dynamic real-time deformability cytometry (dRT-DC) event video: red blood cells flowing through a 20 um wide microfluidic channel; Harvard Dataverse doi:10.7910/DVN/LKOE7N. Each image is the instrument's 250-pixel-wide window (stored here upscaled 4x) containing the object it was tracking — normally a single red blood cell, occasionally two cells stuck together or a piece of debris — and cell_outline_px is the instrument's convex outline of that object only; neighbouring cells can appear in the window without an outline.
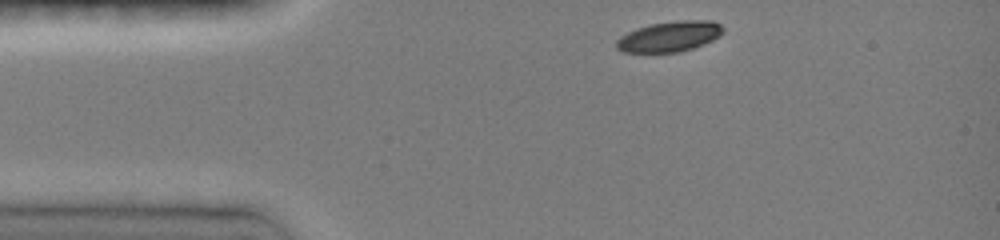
{"species": "common noctule bat (a hibernating species)", "species_latin": "Nyctalus noctula", "temperature_condition": "room temperature", "stored_images_in_passage": 25, "camera_frame_rate_fps": 3000, "um_per_image_px": 0.085, "animal": {"sex": "female", "body_mass_g": 19.0, "forearm_length_mm": 51.5}, "frame": {"image": 1, "passage_image": 1, "time_ms": 0.0, "image_size_px": [1000, 240], "cell_outline_px": [[724, 32], [720, 36], [704, 44], [680, 52], [624, 52], [616, 48], [616, 40], [620, 36], [636, 28], [652, 24], [676, 20], [712, 20], [720, 24], [724, 28]], "centroid_in_image_um": [56.93, 3.09], "position_along_channel_um": 28.1, "area_um2": 19.02}}
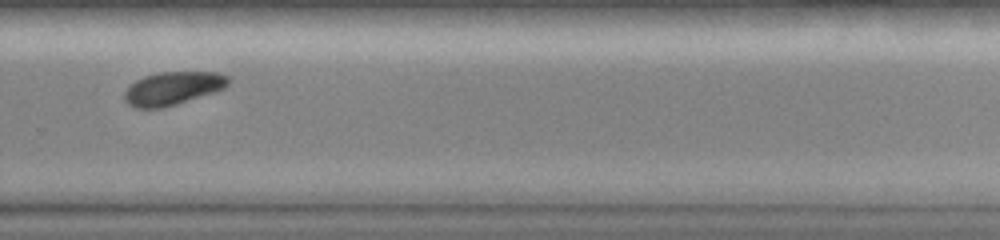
{"frame": {"image": 2, "passage_image": 19, "time_ms": 8.333, "image_size_px": [1000, 240], "cell_outline_px": [[228, 84], [224, 88], [216, 92], [176, 104], [160, 108], [136, 108], [128, 104], [124, 100], [124, 92], [136, 80], [144, 76], [160, 72], [216, 72], [228, 76]], "centroid_in_image_um": [14.69, 7.51], "position_along_channel_um": 315.1, "area_um2": 20.0}}
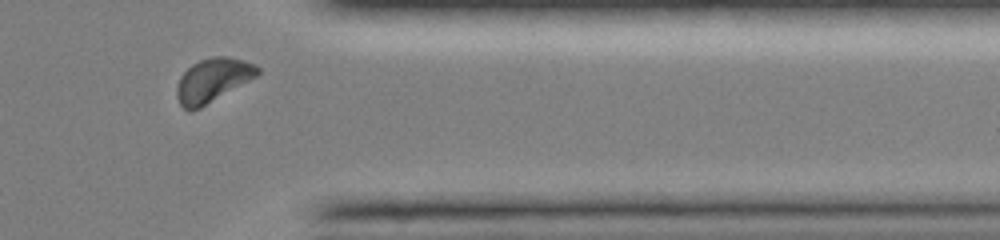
{"frame": {"image": 3, "passage_image": 23, "time_ms": 10.333, "image_size_px": [1000, 240], "cell_outline_px": [[260, 72], [256, 76], [200, 108], [192, 112], [188, 112], [180, 104], [176, 96], [176, 88], [180, 76], [192, 64], [200, 60], [212, 56], [228, 56], [244, 60], [256, 64], [260, 68]], "centroid_in_image_um": [18.06, 6.81], "position_along_channel_um": 393.3, "area_um2": 20.58}, "authors_computed_cell_mechanics": {"area_um2": 20.5768, "velocity_mm_per_s": 3.976, "shape_relaxation_time_tau1_ms": 1.7198, "shape_relaxation_time_tau2_ms": null, "deformation_change_tau1": 0.0918, "deformation_change_tau2": null}}